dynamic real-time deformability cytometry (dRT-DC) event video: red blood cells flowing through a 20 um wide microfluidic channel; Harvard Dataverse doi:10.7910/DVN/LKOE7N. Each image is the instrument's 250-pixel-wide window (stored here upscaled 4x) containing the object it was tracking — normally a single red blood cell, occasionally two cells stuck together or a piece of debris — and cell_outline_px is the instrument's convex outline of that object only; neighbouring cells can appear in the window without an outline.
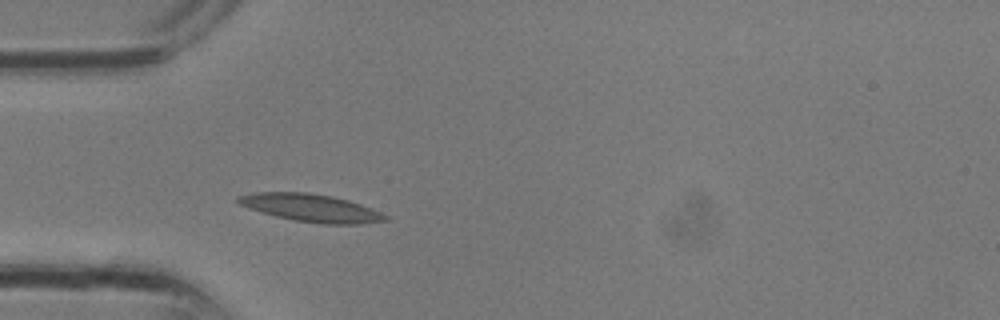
{"species": "common noctule bat (a hibernating species)", "species_latin": "Nyctalus noctula", "temperature_condition": "room temperature", "stored_images_in_passage": 3, "camera_frame_rate_fps": 3000, "um_per_image_px": 0.085, "animal": {"sex": "male", "body_mass_g": 13.3}, "frame": {"image": 1, "passage_image": 1, "time_ms": 0.0, "image_size_px": [1000, 320], "cell_outline_px": [[388, 220], [360, 224], [324, 224], [296, 220], [276, 216], [260, 212], [240, 204], [236, 200], [236, 196], [256, 192], [308, 192], [332, 196], [348, 200], [372, 208], [388, 216]], "centroid_in_image_um": [26.44, 17.66], "position_along_channel_um": 58.6, "area_um2": 23.64}}
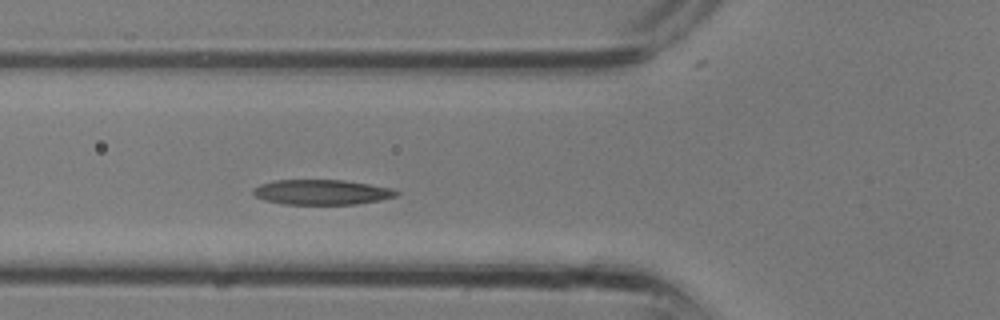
{"frame": {"image": 2, "passage_image": 3, "time_ms": 0.667, "image_size_px": [1000, 320], "cell_outline_px": [[400, 192], [396, 196], [380, 200], [356, 204], [284, 204], [264, 200], [256, 196], [252, 192], [260, 184], [276, 180], [344, 180], [392, 188]], "centroid_in_image_um": [27.37, 16.33], "position_along_channel_um": 98.4, "area_um2": 20.75}}